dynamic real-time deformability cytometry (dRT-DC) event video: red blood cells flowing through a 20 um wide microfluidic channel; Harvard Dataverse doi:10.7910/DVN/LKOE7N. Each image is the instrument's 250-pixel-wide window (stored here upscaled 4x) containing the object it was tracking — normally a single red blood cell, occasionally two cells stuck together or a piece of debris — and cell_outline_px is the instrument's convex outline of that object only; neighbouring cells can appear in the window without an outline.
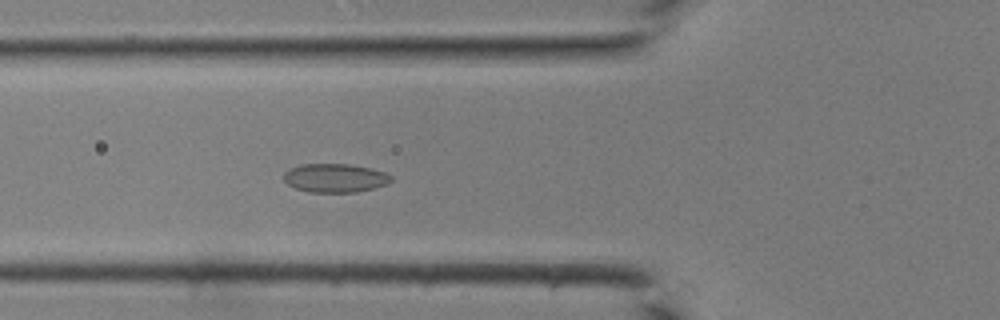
{"species": "common noctule bat (a hibernating species)", "species_latin": "Nyctalus noctula", "temperature_condition": "room temperature", "stored_images_in_passage": 28, "camera_frame_rate_fps": 3000, "um_per_image_px": 0.085, "animal": {"sex": "male", "body_mass_g": 19.0, "forearm_length_mm": 50.8}, "frame": {"image": 1, "passage_image": 9, "time_ms": 2.667, "image_size_px": [1000, 320], "cell_outline_px": [[392, 180], [388, 184], [356, 192], [308, 192], [296, 188], [288, 184], [284, 180], [284, 172], [288, 168], [300, 164], [348, 164], [368, 168], [384, 172], [392, 176]], "centroid_in_image_um": [28.45, 15.12], "position_along_channel_um": 97.4, "area_um2": 17.92}}
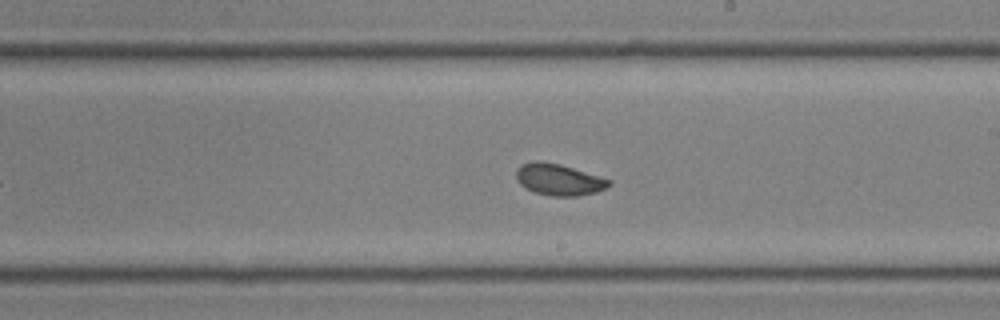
{"frame": {"image": 2, "passage_image": 18, "time_ms": 5.667, "image_size_px": [1000, 320], "cell_outline_px": [[612, 184], [596, 192], [576, 196], [552, 196], [532, 192], [524, 188], [516, 180], [516, 168], [520, 164], [532, 160], [540, 160], [560, 164], [612, 180]], "centroid_in_image_um": [47.44, 15.25], "position_along_channel_um": 241.6, "area_um2": 17.28}}
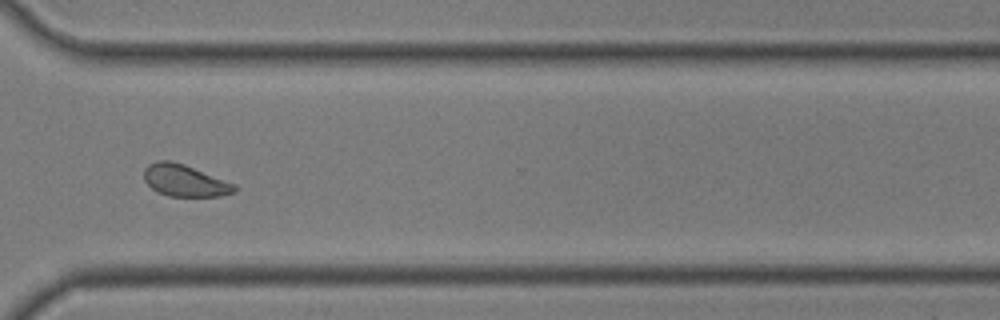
{"frame": {"image": 3, "passage_image": 25, "time_ms": 8.0, "image_size_px": [1000, 320], "cell_outline_px": [[236, 192], [220, 196], [168, 196], [152, 188], [144, 180], [144, 168], [148, 164], [156, 160], [172, 160], [184, 164], [236, 184]], "centroid_in_image_um": [15.7, 15.33], "position_along_channel_um": 354.9, "area_um2": 16.82}}